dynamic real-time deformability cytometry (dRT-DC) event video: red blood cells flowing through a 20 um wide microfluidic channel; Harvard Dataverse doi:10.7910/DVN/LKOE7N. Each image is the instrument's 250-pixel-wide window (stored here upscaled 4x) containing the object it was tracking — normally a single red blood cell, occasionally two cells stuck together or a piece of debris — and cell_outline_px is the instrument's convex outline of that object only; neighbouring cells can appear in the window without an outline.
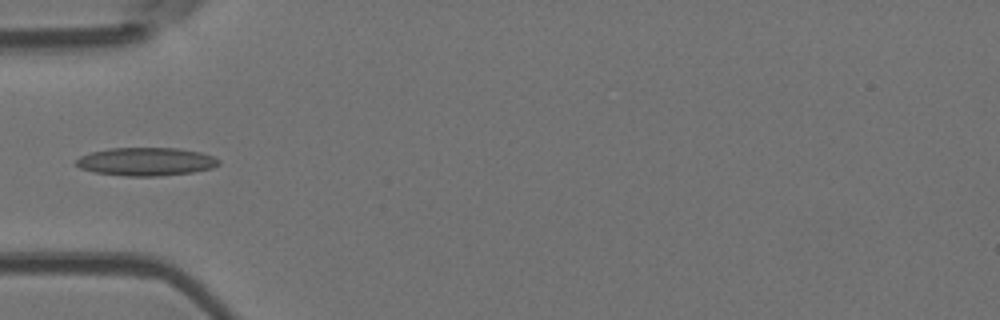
{"species": "Egyptian fruit bat (a non-hibernating species)", "species_latin": "Rousettus aegyptiacus", "temperature_condition": "room temperature", "stored_images_in_passage": 7, "camera_frame_rate_fps": 3000, "um_per_image_px": 0.085, "animal": {"sex": "female"}, "frame": {"image": 1, "passage_image": 5, "time_ms": 5.0, "image_size_px": [1000, 320], "cell_outline_px": [[220, 164], [212, 168], [192, 172], [160, 176], [124, 176], [92, 172], [80, 168], [76, 164], [76, 160], [80, 156], [92, 152], [108, 148], [180, 148], [200, 152], [212, 156], [220, 160]], "centroid_in_image_um": [12.41, 13.74], "position_along_channel_um": 72.6, "area_um2": 23.52}}
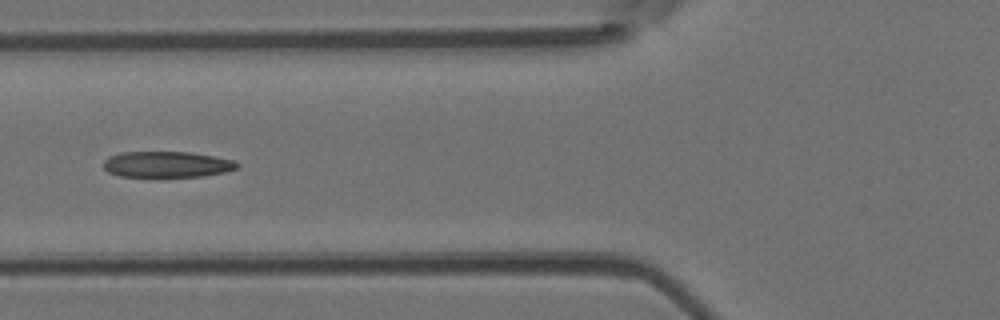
{"frame": {"image": 2, "passage_image": 6, "time_ms": 6.0, "image_size_px": [1000, 320], "cell_outline_px": [[240, 164], [236, 168], [228, 172], [204, 176], [160, 180], [120, 176], [108, 172], [104, 168], [104, 160], [108, 156], [120, 152], [192, 152], [236, 160]], "centroid_in_image_um": [14.2, 14.02], "position_along_channel_um": 111.6, "area_um2": 21.56}}
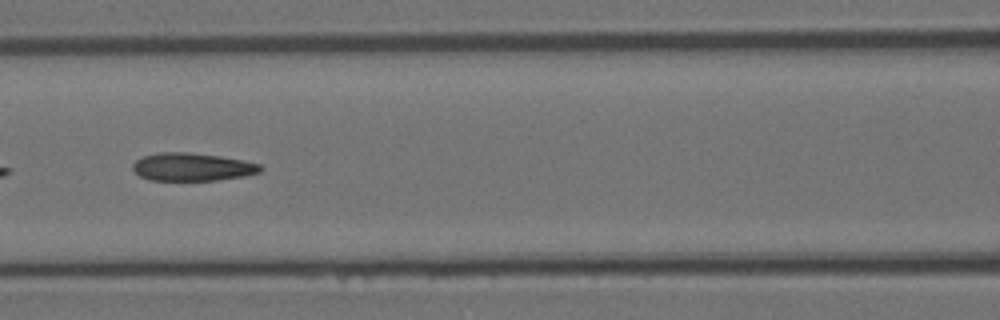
{"frame": {"image": 3, "passage_image": 7, "time_ms": 7.0, "image_size_px": [1000, 320], "cell_outline_px": [[264, 168], [260, 172], [244, 176], [216, 180], [148, 180], [140, 176], [132, 168], [132, 164], [136, 160], [144, 156], [160, 152], [188, 152], [220, 156], [244, 160], [260, 164]], "centroid_in_image_um": [16.35, 14.19], "position_along_channel_um": 150.2, "area_um2": 20.81}}